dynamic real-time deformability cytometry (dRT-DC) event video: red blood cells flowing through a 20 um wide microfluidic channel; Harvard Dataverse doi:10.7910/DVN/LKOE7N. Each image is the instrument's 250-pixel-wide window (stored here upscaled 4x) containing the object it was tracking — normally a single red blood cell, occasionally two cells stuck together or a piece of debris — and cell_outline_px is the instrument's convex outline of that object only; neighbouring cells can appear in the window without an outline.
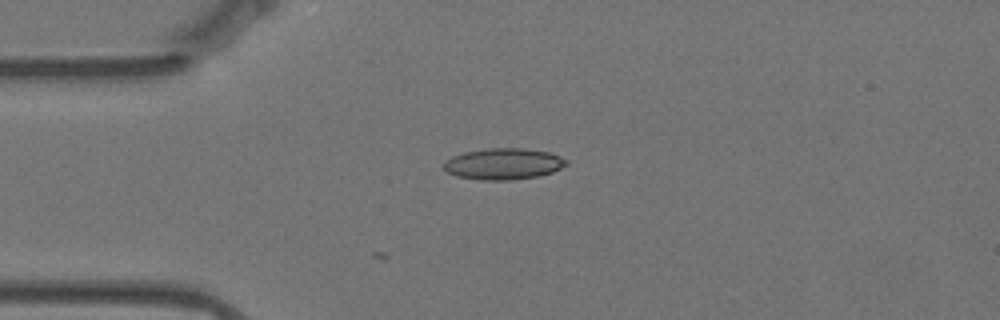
{"species": "Egyptian fruit bat (a non-hibernating species)", "species_latin": "Rousettus aegyptiacus", "temperature_condition": "warm", "stored_images_in_passage": 2, "camera_frame_rate_fps": 3000, "um_per_image_px": 0.085, "animal": {"sex": "female"}, "frame": {"image": 1, "passage_image": 2, "time_ms": 0.333, "image_size_px": [1000, 320], "cell_outline_px": [[568, 164], [552, 172], [540, 176], [508, 180], [480, 180], [456, 176], [448, 172], [444, 168], [444, 160], [452, 156], [464, 152], [488, 148], [524, 148], [548, 152], [560, 156], [568, 160]], "centroid_in_image_um": [42.79, 13.93], "position_along_channel_um": 42.2, "area_um2": 22.43}}